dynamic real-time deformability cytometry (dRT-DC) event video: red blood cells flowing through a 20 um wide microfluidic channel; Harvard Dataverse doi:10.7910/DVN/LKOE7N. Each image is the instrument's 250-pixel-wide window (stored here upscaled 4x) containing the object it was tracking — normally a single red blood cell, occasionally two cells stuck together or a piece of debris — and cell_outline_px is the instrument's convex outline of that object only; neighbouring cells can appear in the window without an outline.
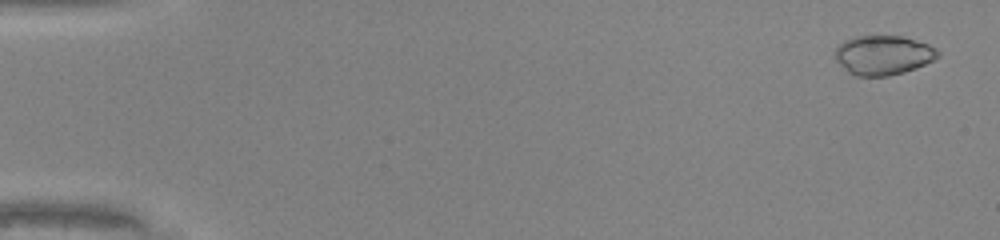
{"species": "common noctule bat (a hibernating species)", "species_latin": "Nyctalus noctula", "temperature_condition": "warm", "stored_images_in_passage": 49, "camera_frame_rate_fps": 3000, "um_per_image_px": 0.085, "animal": {"sex": "male", "body_mass_g": 20.0, "forearm_length_mm": 53.3}, "frame": {"image": 1, "passage_image": 2, "time_ms": 0.333, "image_size_px": [1000, 240], "cell_outline_px": [[940, 56], [916, 68], [904, 72], [888, 76], [856, 76], [848, 72], [836, 60], [836, 48], [844, 40], [852, 36], [904, 36], [928, 44], [936, 48], [940, 52]], "centroid_in_image_um": [75.08, 4.68], "position_along_channel_um": 9.9, "area_um2": 23.64}}
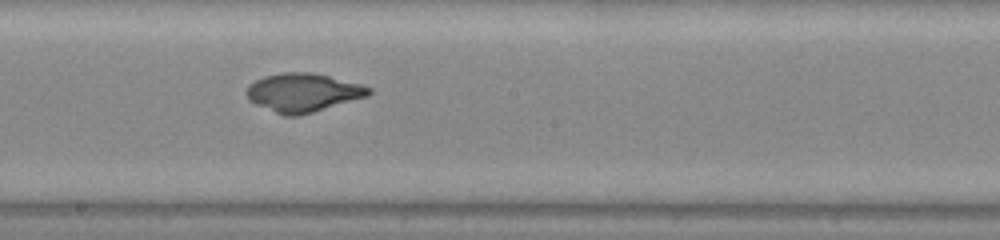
{"frame": {"image": 2, "passage_image": 28, "time_ms": 9.0, "image_size_px": [1000, 240], "cell_outline_px": [[372, 92], [368, 96], [300, 116], [284, 116], [256, 104], [248, 100], [244, 92], [248, 84], [264, 76], [280, 72], [308, 72], [328, 76], [360, 84], [372, 88]], "centroid_in_image_um": [25.72, 7.87], "position_along_channel_um": 222.5, "area_um2": 27.57}}
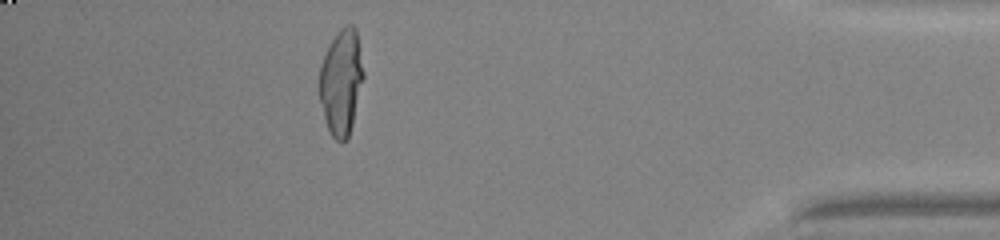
{"frame": {"image": 3, "passage_image": 44, "time_ms": 14.333, "image_size_px": [1000, 240], "cell_outline_px": [[364, 76], [348, 140], [340, 144], [332, 136], [328, 128], [324, 116], [320, 100], [320, 64], [332, 40], [340, 28], [344, 24], [352, 24], [356, 28], [364, 72]], "centroid_in_image_um": [29.02, 6.97], "position_along_channel_um": 406.2, "area_um2": 26.99}}